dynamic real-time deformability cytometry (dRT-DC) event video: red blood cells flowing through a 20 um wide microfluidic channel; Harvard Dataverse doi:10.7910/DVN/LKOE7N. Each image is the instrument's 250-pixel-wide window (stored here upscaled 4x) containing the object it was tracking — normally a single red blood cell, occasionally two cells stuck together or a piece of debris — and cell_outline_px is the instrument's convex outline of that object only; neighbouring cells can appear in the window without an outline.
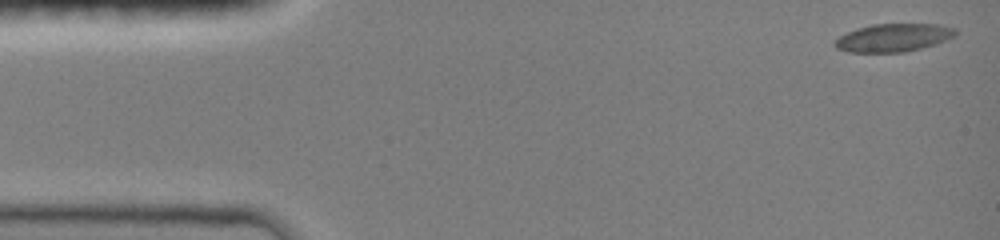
{"species": "common noctule bat (a hibernating species)", "species_latin": "Nyctalus noctula", "temperature_condition": "room temperature", "stored_images_in_passage": 28, "camera_frame_rate_fps": 3000, "um_per_image_px": 0.085, "animal": {"sex": "female", "body_mass_g": 19.0, "forearm_length_mm": 51.5}, "frame": {"image": 1, "passage_image": 1, "time_ms": 0.0, "image_size_px": [1000, 240], "cell_outline_px": [[956, 32], [952, 36], [936, 44], [904, 52], [848, 52], [836, 48], [832, 44], [840, 36], [856, 28], [872, 24], [940, 24], [956, 28]], "centroid_in_image_um": [75.91, 3.2], "position_along_channel_um": 9.1, "area_um2": 19.59}}
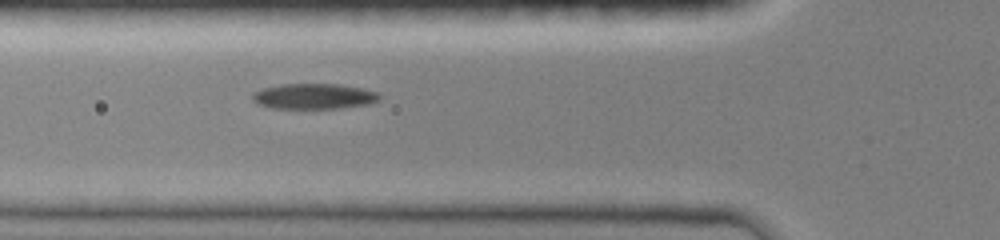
{"frame": {"image": 2, "passage_image": 18, "time_ms": 5.0, "image_size_px": [1000, 240], "cell_outline_px": [[380, 100], [368, 104], [340, 108], [272, 108], [256, 104], [252, 100], [252, 92], [264, 88], [280, 84], [340, 84], [360, 88], [376, 92], [380, 96]], "centroid_in_image_um": [26.64, 8.18], "position_along_channel_um": 99.2, "area_um2": 18.84}}
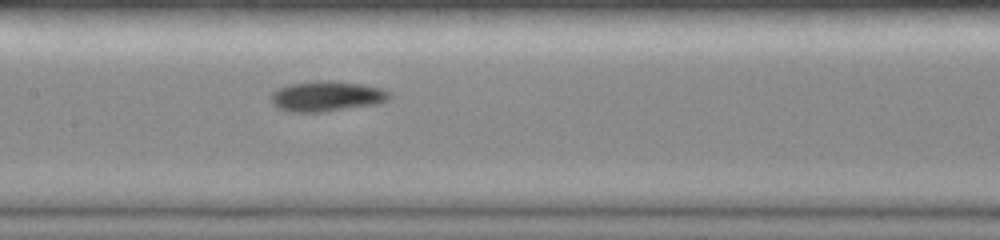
{"frame": {"image": 3, "passage_image": 28, "time_ms": 7.0, "image_size_px": [1000, 240], "cell_outline_px": [[392, 96], [388, 100], [380, 104], [324, 112], [288, 112], [276, 108], [272, 104], [272, 92], [288, 84], [316, 80], [328, 80], [364, 84], [380, 88], [392, 92]], "centroid_in_image_um": [27.8, 8.19], "position_along_channel_um": 179.6, "area_um2": 21.39}}